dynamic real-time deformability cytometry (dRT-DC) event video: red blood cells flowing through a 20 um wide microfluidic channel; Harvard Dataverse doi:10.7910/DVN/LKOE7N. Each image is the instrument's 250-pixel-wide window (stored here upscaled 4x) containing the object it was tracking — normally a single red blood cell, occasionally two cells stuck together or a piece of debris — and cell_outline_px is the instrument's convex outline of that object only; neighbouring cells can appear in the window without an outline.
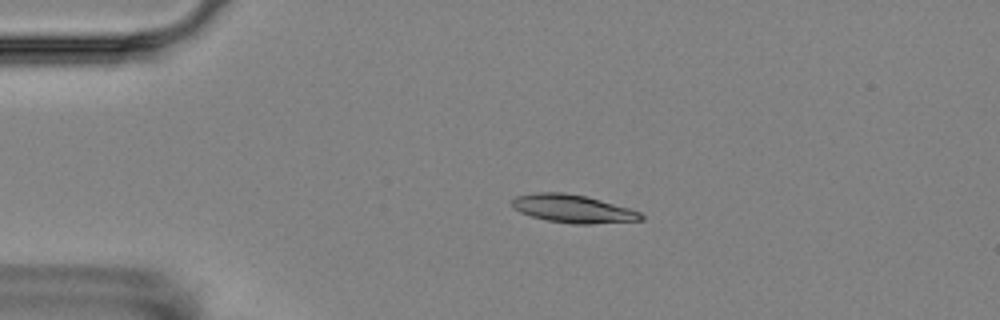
{"species": "Egyptian fruit bat (a non-hibernating species)", "species_latin": "Rousettus aegyptiacus", "temperature_condition": "room temperature", "stored_images_in_passage": 4, "camera_frame_rate_fps": 3000, "um_per_image_px": 0.085, "animal": {"sex": "female"}, "frame": {"image": 1, "passage_image": 3, "time_ms": 3.0, "image_size_px": [1000, 320], "cell_outline_px": [[644, 220], [592, 224], [572, 224], [548, 220], [532, 216], [520, 212], [512, 208], [512, 200], [516, 196], [532, 192], [564, 192], [588, 196], [628, 208], [640, 212], [644, 216]], "centroid_in_image_um": [48.69, 17.73], "position_along_channel_um": 36.3, "area_um2": 21.21}}